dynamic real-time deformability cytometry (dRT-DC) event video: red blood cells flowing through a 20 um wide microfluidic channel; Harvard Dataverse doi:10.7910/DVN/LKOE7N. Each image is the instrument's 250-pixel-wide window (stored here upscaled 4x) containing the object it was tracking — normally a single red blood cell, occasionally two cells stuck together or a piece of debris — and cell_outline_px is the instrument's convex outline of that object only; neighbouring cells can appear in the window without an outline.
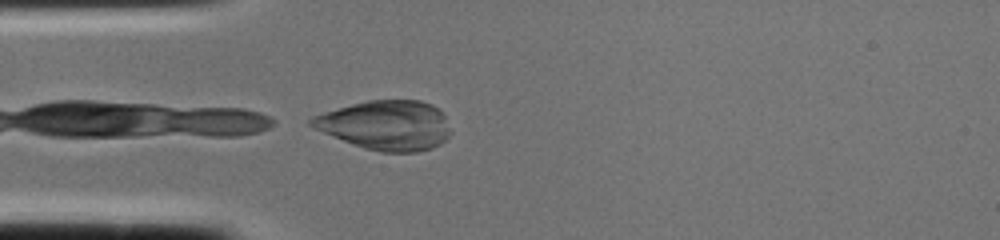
{"species": "common noctule bat (a hibernating species)", "species_latin": "Nyctalus noctula", "temperature_condition": "cold", "stored_images_in_passage": 1, "camera_frame_rate_fps": 3000, "um_per_image_px": 0.085, "animal": {"sex": "female", "body_mass_g": 22.0, "forearm_length_mm": 56.7}, "frame": {"image": 1, "passage_image": 1, "time_ms": 0.0, "image_size_px": [1000, 240], "cell_outline_px": [[452, 132], [440, 144], [432, 148], [416, 152], [380, 152], [364, 148], [312, 128], [308, 124], [308, 120], [312, 116], [324, 112], [352, 104], [368, 100], [420, 100], [432, 104], [444, 112]], "centroid_in_image_um": [32.83, 10.64], "position_along_channel_um": 52.2, "area_um2": 40.34}}